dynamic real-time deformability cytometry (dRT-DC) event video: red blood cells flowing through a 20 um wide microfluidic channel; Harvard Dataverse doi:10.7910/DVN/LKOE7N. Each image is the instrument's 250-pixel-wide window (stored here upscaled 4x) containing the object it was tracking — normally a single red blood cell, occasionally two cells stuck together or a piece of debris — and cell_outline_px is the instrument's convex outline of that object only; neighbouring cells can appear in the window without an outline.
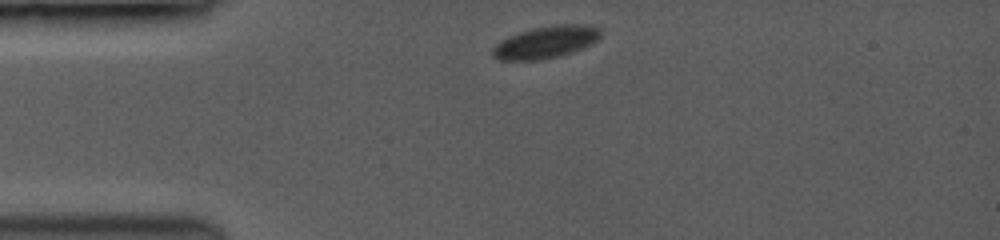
{"species": "common noctule bat (a hibernating species)", "species_latin": "Nyctalus noctula", "temperature_condition": "room temperature", "stored_images_in_passage": 43, "camera_frame_rate_fps": 3500, "um_per_image_px": 0.085, "animal": {"sex": "female", "body_mass_g": 19.0, "forearm_length_mm": 53.3}, "frame": {"image": 1, "passage_image": 1, "time_ms": 0.0, "image_size_px": [1000, 240], "cell_outline_px": [[600, 36], [596, 40], [580, 48], [556, 56], [536, 60], [500, 60], [492, 52], [492, 48], [500, 40], [508, 36], [532, 28], [556, 24], [572, 24], [596, 28], [600, 32]], "centroid_in_image_um": [46.3, 3.57], "position_along_channel_um": 38.7, "area_um2": 19.48}}
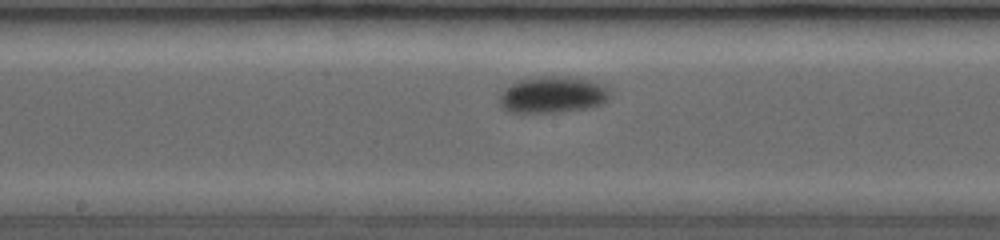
{"frame": {"image": 2, "passage_image": 19, "time_ms": 5.143, "image_size_px": [1000, 240], "cell_outline_px": [[608, 96], [600, 104], [584, 108], [552, 112], [520, 112], [504, 108], [500, 104], [500, 96], [516, 80], [540, 76], [568, 76], [588, 80], [604, 88], [608, 92]], "centroid_in_image_um": [46.92, 8.03], "position_along_channel_um": 201.3, "area_um2": 22.48}}
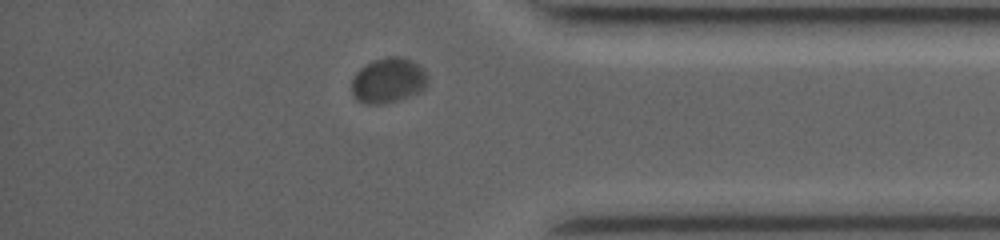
{"frame": {"image": 3, "passage_image": 38, "time_ms": 10.571, "image_size_px": [1000, 240], "cell_outline_px": [[428, 84], [420, 92], [384, 104], [364, 104], [356, 100], [352, 92], [352, 80], [356, 72], [360, 68], [376, 60], [388, 56], [400, 56], [412, 60], [428, 76]], "centroid_in_image_um": [32.99, 6.85], "position_along_channel_um": 402.2, "area_um2": 19.88}, "authors_computed_cell_mechanics": {"area_um2": 20.6346, "velocity_mm_per_s": 3.785, "shape_relaxation_time_tau1_ms": 1.0369, "shape_relaxation_time_tau2_ms": null, "deformation_change_tau1": 0.0632, "deformation_change_tau2": null}}